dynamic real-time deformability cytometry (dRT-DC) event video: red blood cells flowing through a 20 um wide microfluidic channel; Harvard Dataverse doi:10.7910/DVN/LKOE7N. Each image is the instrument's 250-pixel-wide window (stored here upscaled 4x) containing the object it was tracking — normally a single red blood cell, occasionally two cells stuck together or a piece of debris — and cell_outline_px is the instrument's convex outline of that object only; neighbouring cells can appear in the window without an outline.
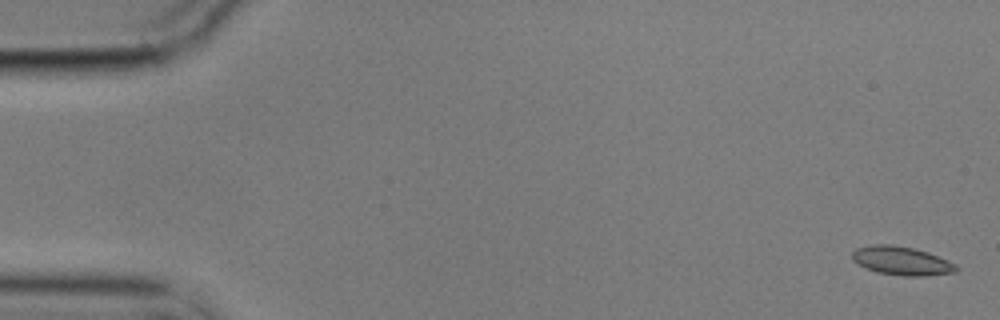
{"species": "common noctule bat (a hibernating species)", "species_latin": "Nyctalus noctula", "temperature_condition": "cold", "stored_images_in_passage": 50, "camera_frame_rate_fps": 3000, "um_per_image_px": 0.085, "animal": {"sex": "male", "body_mass_g": 17.9}, "frame": {"image": 1, "passage_image": 1, "time_ms": 0.0, "image_size_px": [1000, 320], "cell_outline_px": [[960, 268], [956, 272], [924, 276], [904, 276], [876, 272], [852, 260], [852, 252], [856, 248], [872, 244], [892, 244], [912, 248], [928, 252], [948, 260], [956, 264]], "centroid_in_image_um": [76.66, 22.16], "position_along_channel_um": 8.3, "area_um2": 17.4}}
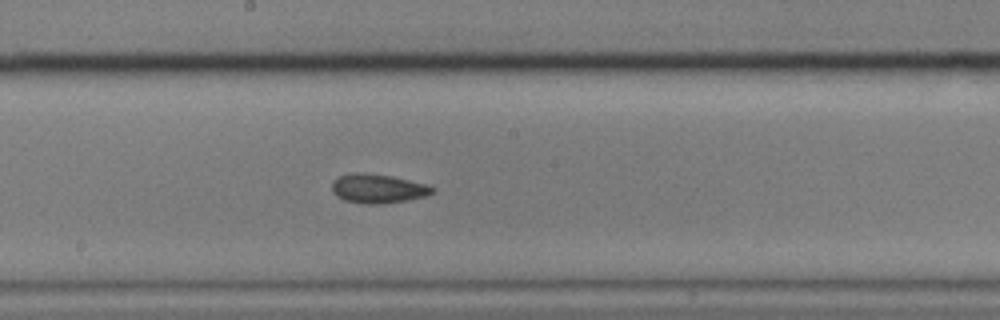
{"frame": {"image": 2, "passage_image": 30, "time_ms": 9.667, "image_size_px": [1000, 320], "cell_outline_px": [[436, 192], [424, 196], [408, 200], [384, 204], [368, 204], [344, 200], [336, 196], [332, 192], [332, 180], [336, 176], [352, 172], [364, 172], [392, 176], [424, 184], [436, 188]], "centroid_in_image_um": [32.08, 16.02], "position_along_channel_um": 216.1, "area_um2": 17.28}}
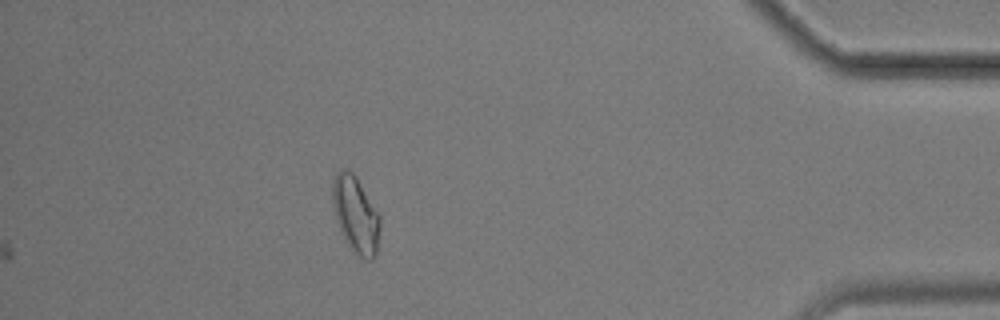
{"frame": {"image": 3, "passage_image": 50, "time_ms": 16.333, "image_size_px": [1000, 320], "cell_outline_px": [[380, 228], [376, 256], [372, 260], [368, 260], [360, 256], [344, 240], [336, 220], [332, 200], [332, 180], [336, 172], [340, 168], [348, 168], [356, 176], [380, 216]], "centroid_in_image_um": [30.22, 18.2], "position_along_channel_um": 405.0, "area_um2": 21.27}, "authors_computed_cell_mechanics": {"area_um2": 16.9643, "velocity_mm_per_s": 3.5328, "shape_relaxation_time_tau1_ms": 5.7878, "shape_relaxation_time_tau2_ms": 2.6311, "deformation_change_tau1": 0.0956, "deformation_change_tau2": 0.0813}}